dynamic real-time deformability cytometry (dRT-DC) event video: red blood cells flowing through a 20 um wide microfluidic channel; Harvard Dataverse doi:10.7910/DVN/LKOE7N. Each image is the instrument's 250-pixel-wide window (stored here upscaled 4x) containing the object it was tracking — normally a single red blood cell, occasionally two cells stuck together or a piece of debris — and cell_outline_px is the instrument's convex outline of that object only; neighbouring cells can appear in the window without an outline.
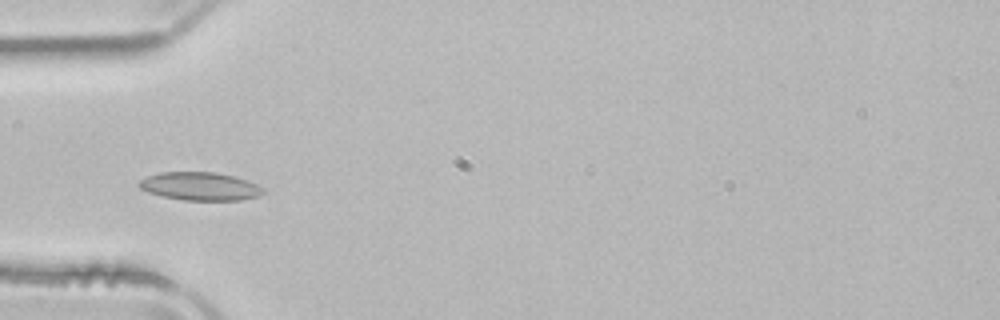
{"species": "common noctule bat (a hibernating species)", "species_latin": "Nyctalus noctula", "temperature_condition": "room temperature", "stored_images_in_passage": 36, "camera_frame_rate_fps": 3000, "um_per_image_px": 0.085, "animal": {"sex": "male", "body_mass_g": 21.5, "forearm_length_mm": 52.0}, "frame": {"image": 1, "passage_image": 1, "time_ms": 0.0, "image_size_px": [1000, 320], "cell_outline_px": [[268, 192], [260, 196], [240, 200], [184, 200], [164, 196], [148, 192], [140, 188], [136, 184], [140, 180], [148, 176], [160, 172], [216, 172], [232, 176], [256, 184], [264, 188]], "centroid_in_image_um": [17.02, 15.84], "position_along_channel_um": 68.0, "area_um2": 20.35}}
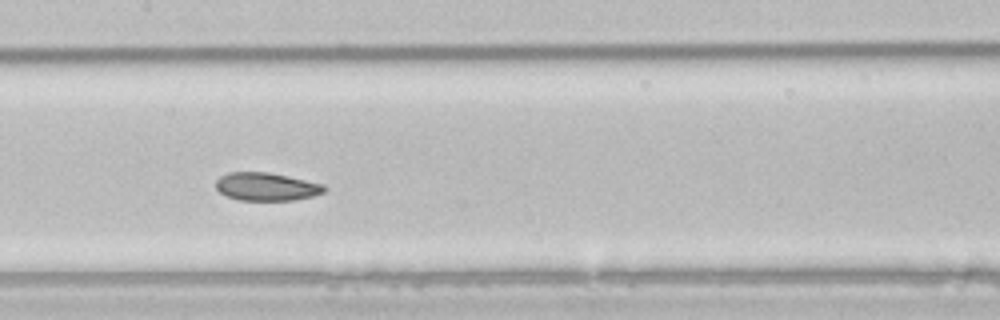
{"frame": {"image": 2, "passage_image": 10, "time_ms": 3.0, "image_size_px": [1000, 320], "cell_outline_px": [[328, 188], [324, 192], [312, 196], [292, 200], [240, 200], [228, 196], [220, 192], [216, 188], [216, 180], [220, 176], [228, 172], [268, 172], [288, 176], [324, 184]], "centroid_in_image_um": [22.66, 15.86], "position_along_channel_um": 184.7, "area_um2": 17.69}}
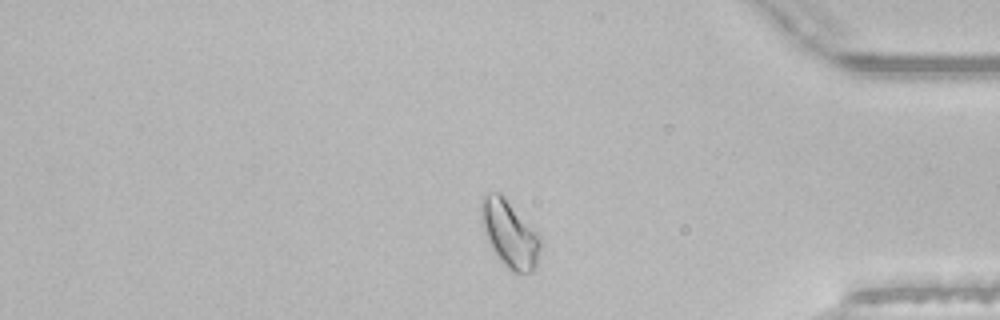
{"frame": {"image": 3, "passage_image": 28, "time_ms": 9.0, "image_size_px": [1000, 320], "cell_outline_px": [[540, 248], [536, 264], [532, 272], [512, 272], [500, 260], [492, 248], [484, 232], [480, 220], [480, 208], [484, 196], [488, 192], [500, 192], [504, 196], [540, 236]], "centroid_in_image_um": [43.29, 19.86], "position_along_channel_um": 391.9, "area_um2": 22.72}, "authors_computed_cell_mechanics": {"area_um2": 18.2648, "velocity_mm_per_s": 3.8836, "shape_relaxation_time_tau1_ms": 4.5995, "shape_relaxation_time_tau2_ms": 3.5359, "deformation_change_tau1": 0.082, "deformation_change_tau2": 0.069}}